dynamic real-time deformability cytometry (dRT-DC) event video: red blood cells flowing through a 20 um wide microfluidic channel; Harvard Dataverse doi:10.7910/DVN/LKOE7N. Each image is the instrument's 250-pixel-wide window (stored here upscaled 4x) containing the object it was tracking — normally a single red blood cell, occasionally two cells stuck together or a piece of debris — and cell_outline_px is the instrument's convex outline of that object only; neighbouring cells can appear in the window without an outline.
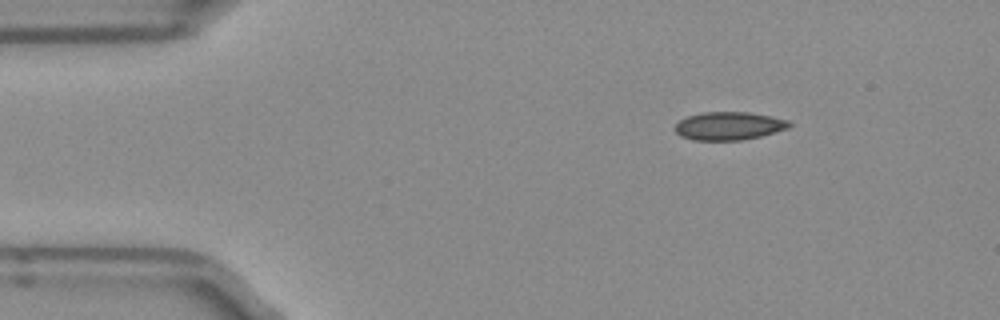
{"species": "Egyptian fruit bat (a non-hibernating species)", "species_latin": "Rousettus aegyptiacus", "temperature_condition": "room temperature", "stored_images_in_passage": 44, "camera_frame_rate_fps": 3000, "um_per_image_px": 0.085, "frame": {"image": 1, "passage_image": 1, "time_ms": 0.0, "image_size_px": [1000, 320], "cell_outline_px": [[792, 124], [788, 128], [760, 136], [744, 140], [692, 140], [680, 136], [672, 128], [680, 120], [688, 116], [704, 112], [748, 112], [772, 116], [788, 120]], "centroid_in_image_um": [61.94, 10.7], "position_along_channel_um": 23.1, "area_um2": 18.79}}
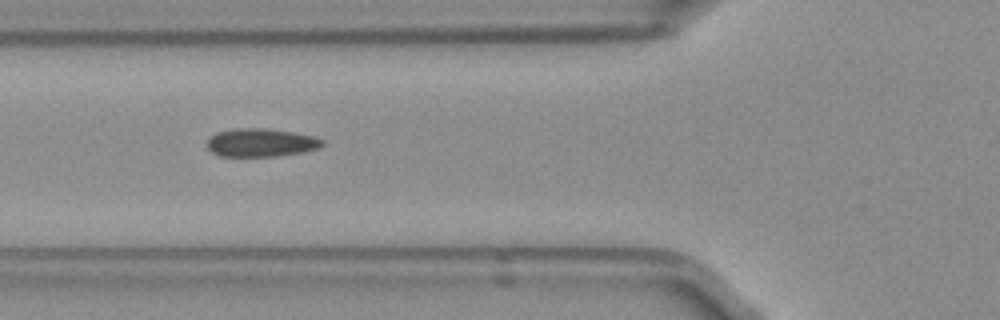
{"frame": {"image": 2, "passage_image": 12, "time_ms": 3.667, "image_size_px": [1000, 320], "cell_outline_px": [[324, 144], [320, 148], [304, 152], [276, 156], [220, 156], [212, 152], [208, 148], [208, 140], [216, 132], [236, 128], [264, 128], [292, 132], [312, 136], [324, 140]], "centroid_in_image_um": [22.2, 12.12], "position_along_channel_um": 103.6, "area_um2": 18.9}}
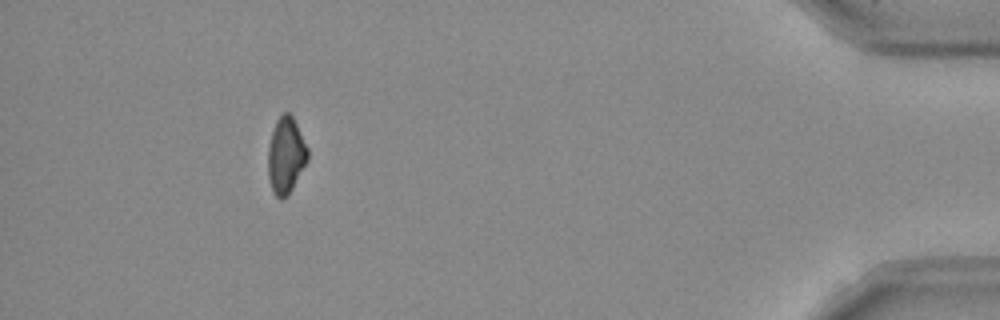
{"frame": {"image": 3, "passage_image": 40, "time_ms": 13.0, "image_size_px": [1000, 320], "cell_outline_px": [[308, 160], [288, 196], [280, 200], [272, 192], [268, 176], [268, 148], [272, 132], [276, 120], [284, 112], [288, 112], [292, 116], [308, 148]], "centroid_in_image_um": [24.29, 13.24], "position_along_channel_um": 410.9, "area_um2": 17.63}, "authors_computed_cell_mechanics": {"area_um2": 18.6405, "velocity_mm_per_s": 3.973, "shape_relaxation_time_tau1_ms": null, "shape_relaxation_time_tau2_ms": 6.3369, "deformation_change_tau1": null, "deformation_change_tau2": 0.1007}}